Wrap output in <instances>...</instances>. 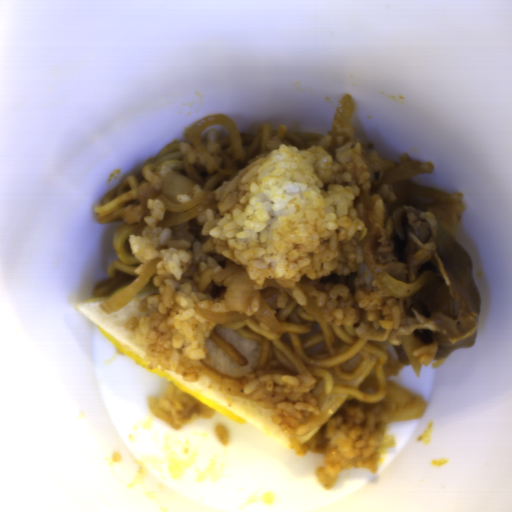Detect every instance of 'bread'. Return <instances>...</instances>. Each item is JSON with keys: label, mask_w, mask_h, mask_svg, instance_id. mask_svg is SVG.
<instances>
[{"label": "bread", "mask_w": 512, "mask_h": 512, "mask_svg": "<svg viewBox=\"0 0 512 512\" xmlns=\"http://www.w3.org/2000/svg\"><path fill=\"white\" fill-rule=\"evenodd\" d=\"M135 280L123 284L112 292L98 297L92 296L75 305L96 325L116 350L167 383L175 384L181 390L212 409L213 412L239 424H249L259 429L280 446L290 451L294 450L290 442L291 439H297L298 443L304 446L309 439L323 431L328 421L334 417L349 397L348 395L326 392L321 380H316L309 384L315 387V394L323 393L324 395L319 415L309 423L308 429L304 433L287 434L275 423L273 410L258 406L254 403L253 398L233 396L202 370L196 381L189 382L183 379L182 375L178 372L159 366L150 368V362L145 358V348L137 344L135 334L128 329L127 324L130 319L141 317L143 313L141 303L144 298L151 293H158L159 288L154 286L152 277L124 308L111 314H105L100 309L103 302L120 293Z\"/></svg>", "instance_id": "8d2b1439"}, {"label": "bread", "mask_w": 512, "mask_h": 512, "mask_svg": "<svg viewBox=\"0 0 512 512\" xmlns=\"http://www.w3.org/2000/svg\"><path fill=\"white\" fill-rule=\"evenodd\" d=\"M216 333L232 346L247 363L238 365L229 357L224 349L210 336L206 339L204 349L208 355L211 367L223 375L244 378L255 372L261 356L259 341L250 340L233 329H228L222 324H215Z\"/></svg>", "instance_id": "cb027b5d"}]
</instances>
